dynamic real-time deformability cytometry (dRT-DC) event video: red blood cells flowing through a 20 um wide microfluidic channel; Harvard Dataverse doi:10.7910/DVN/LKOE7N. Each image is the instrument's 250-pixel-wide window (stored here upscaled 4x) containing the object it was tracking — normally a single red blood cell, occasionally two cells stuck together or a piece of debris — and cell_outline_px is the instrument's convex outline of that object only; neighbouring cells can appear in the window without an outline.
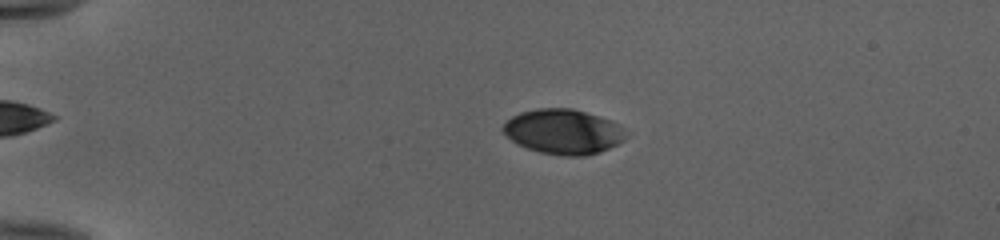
{"species": "human", "species_latin": "Homo sapiens", "temperature_condition": "cold", "stored_images_in_passage": 53, "camera_frame_rate_fps": 3000, "um_per_image_px": 0.085, "donor": {"sex": "female"}, "frame": {"image": 1, "passage_image": 13, "time_ms": 4.0, "image_size_px": [1000, 240], "cell_outline_px": [[628, 136], [624, 140], [600, 152], [584, 156], [564, 156], [540, 152], [516, 144], [500, 128], [512, 116], [520, 112], [536, 108], [572, 108], [600, 116], [620, 124], [624, 128]], "centroid_in_image_um": [47.9, 11.18], "position_along_channel_um": 37.1, "area_um2": 32.31}}
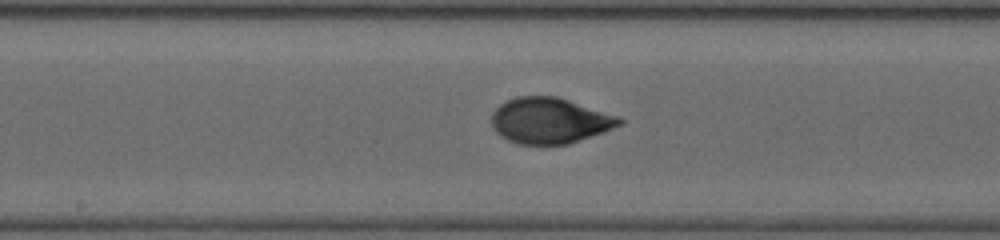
{"frame": {"image": 2, "passage_image": 30, "time_ms": 9.667, "image_size_px": [1000, 240], "cell_outline_px": [[624, 124], [604, 132], [568, 144], [516, 144], [500, 136], [496, 132], [492, 124], [492, 112], [500, 104], [516, 96], [556, 96], [620, 116], [624, 120]], "centroid_in_image_um": [46.75, 10.25], "position_along_channel_um": 201.4, "area_um2": 34.28}}
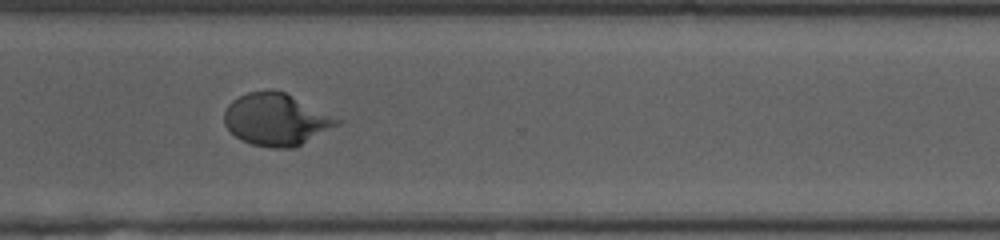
{"frame": {"image": 3, "passage_image": 41, "time_ms": 13.333, "image_size_px": [1000, 240], "cell_outline_px": [[344, 120], [340, 124], [292, 148], [272, 148], [252, 144], [240, 140], [224, 124], [224, 112], [228, 104], [232, 100], [248, 92], [284, 92]], "centroid_in_image_um": [23.48, 10.17], "position_along_channel_um": 347.1, "area_um2": 33.7}, "authors_computed_cell_mechanics": {"area_um2": 33.6396, "velocity_mm_per_s": 3.9769, "shape_relaxation_time_tau1_ms": 4.4283, "shape_relaxation_time_tau2_ms": 0.7966, "deformation_change_tau1": 0.1816, "deformation_change_tau2": 0.0449}}